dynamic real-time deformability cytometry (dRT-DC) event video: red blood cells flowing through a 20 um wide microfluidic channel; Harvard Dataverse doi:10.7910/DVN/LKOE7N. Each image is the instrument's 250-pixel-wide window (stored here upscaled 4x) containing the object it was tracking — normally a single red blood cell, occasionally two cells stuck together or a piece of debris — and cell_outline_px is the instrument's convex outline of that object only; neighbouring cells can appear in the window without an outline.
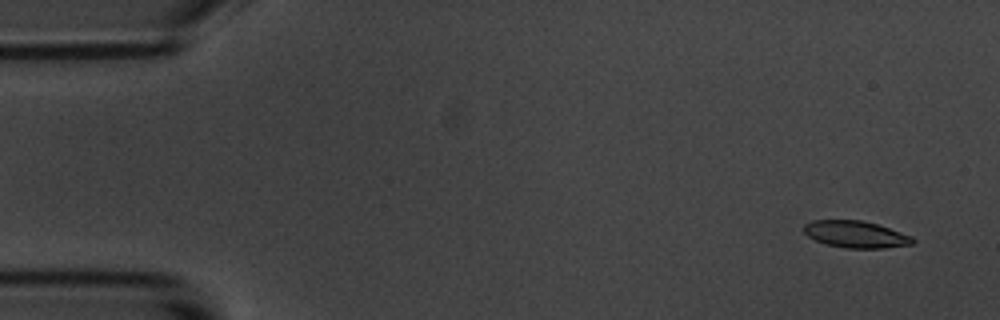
{"species": "common noctule bat (a hibernating species)", "species_latin": "Nyctalus noctula", "temperature_condition": "room temperature", "stored_images_in_passage": 56, "camera_frame_rate_fps": 3000, "um_per_image_px": 0.085, "animal": {"sex": "male", "body_mass_g": 20.1, "forearm_length_mm": 53.5}, "frame": {"image": 1, "passage_image": 3, "time_ms": 0.667, "image_size_px": [1000, 320], "cell_outline_px": [[916, 240], [912, 244], [884, 248], [844, 248], [824, 244], [808, 236], [804, 232], [804, 224], [812, 220], [860, 220], [876, 224], [912, 236]], "centroid_in_image_um": [72.72, 19.92], "position_along_channel_um": 12.3, "area_um2": 16.99}}
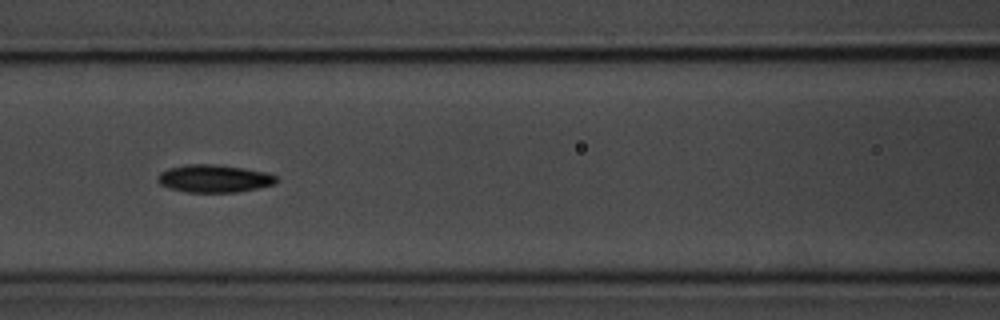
{"frame": {"image": 2, "passage_image": 24, "time_ms": 7.667, "image_size_px": [1000, 320], "cell_outline_px": [[276, 180], [272, 184], [256, 188], [236, 192], [184, 192], [168, 188], [160, 184], [156, 180], [160, 172], [168, 168], [184, 164], [216, 164], [244, 168], [268, 172], [276, 176]], "centroid_in_image_um": [18.14, 15.17], "position_along_channel_um": 148.5, "area_um2": 19.19}}
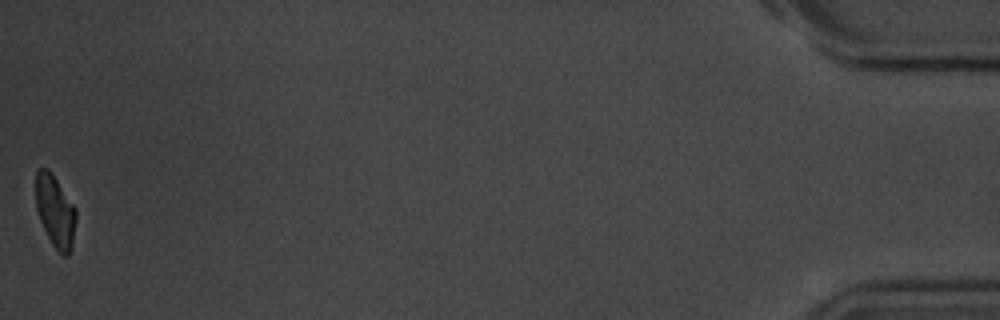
{"frame": {"image": 3, "passage_image": 56, "time_ms": 18.333, "image_size_px": [1000, 320], "cell_outline_px": [[76, 220], [72, 248], [68, 256], [64, 256], [52, 244], [40, 220], [36, 208], [36, 168], [48, 168], [76, 208]], "centroid_in_image_um": [4.7, 17.95], "position_along_channel_um": 430.5, "area_um2": 16.82}, "authors_computed_cell_mechanics": {"area_um2": 17.9758, "velocity_mm_per_s": 3.5634, "shape_relaxation_time_tau1_ms": 2.2892, "shape_relaxation_time_tau2_ms": null, "deformation_change_tau1": 0.1132, "deformation_change_tau2": null}}